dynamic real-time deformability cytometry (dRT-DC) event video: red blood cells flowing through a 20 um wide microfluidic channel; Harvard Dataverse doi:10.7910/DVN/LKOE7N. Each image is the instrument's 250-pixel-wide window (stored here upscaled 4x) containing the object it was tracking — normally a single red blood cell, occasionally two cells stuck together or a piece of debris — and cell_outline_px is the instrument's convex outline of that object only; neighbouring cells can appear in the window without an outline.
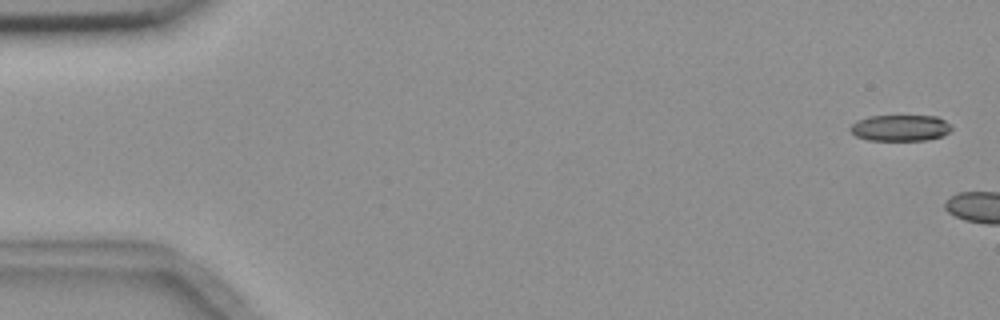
{"species": "common noctule bat (a hibernating species)", "species_latin": "Nyctalus noctula", "temperature_condition": "room temperature", "stored_images_in_passage": 2, "camera_frame_rate_fps": 3000, "um_per_image_px": 0.085, "animal": {"sex": "female", "body_mass_g": 18.4}, "frame": {"image": 1, "passage_image": 1, "time_ms": 0.0, "image_size_px": [1000, 320], "cell_outline_px": [[952, 128], [944, 136], [924, 140], [868, 140], [856, 136], [848, 128], [856, 120], [868, 116], [936, 116], [944, 120]], "centroid_in_image_um": [76.49, 10.87], "position_along_channel_um": 8.5, "area_um2": 15.43}}